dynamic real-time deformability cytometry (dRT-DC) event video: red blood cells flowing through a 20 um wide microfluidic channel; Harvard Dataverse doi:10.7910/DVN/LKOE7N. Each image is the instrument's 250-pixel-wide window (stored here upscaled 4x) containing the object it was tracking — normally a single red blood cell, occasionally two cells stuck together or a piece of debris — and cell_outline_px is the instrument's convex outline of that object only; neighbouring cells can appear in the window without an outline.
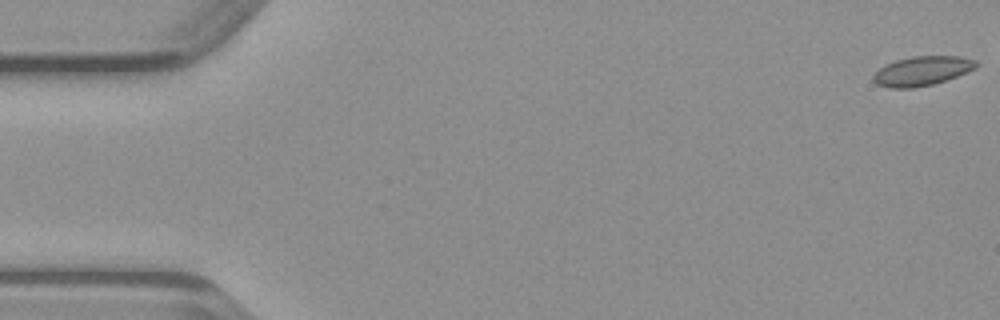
{"species": "common noctule bat (a hibernating species)", "species_latin": "Nyctalus noctula", "temperature_condition": "warm", "stored_images_in_passage": 40, "camera_frame_rate_fps": 3000, "um_per_image_px": 0.085, "animal": {"sex": "male", "body_mass_g": 23.1, "forearm_length_mm": 52.7}, "frame": {"image": 1, "passage_image": 1, "time_ms": 0.0, "image_size_px": [1000, 320], "cell_outline_px": [[976, 68], [956, 76], [932, 84], [912, 88], [888, 88], [876, 84], [872, 80], [872, 76], [880, 68], [896, 60], [912, 56], [960, 56], [976, 60]], "centroid_in_image_um": [78.34, 6.03], "position_along_channel_um": 6.7, "area_um2": 17.4}}
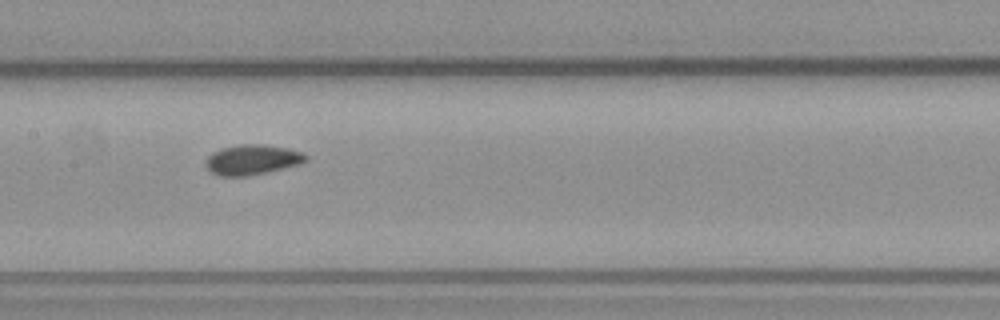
{"frame": {"image": 2, "passage_image": 24, "time_ms": 7.667, "image_size_px": [1000, 320], "cell_outline_px": [[308, 160], [300, 164], [284, 168], [248, 176], [220, 176], [212, 172], [204, 164], [204, 160], [212, 152], [220, 148], [240, 144], [264, 144], [288, 148], [304, 152], [308, 156]], "centroid_in_image_um": [21.45, 13.56], "position_along_channel_um": 186.0, "area_um2": 17.8}}
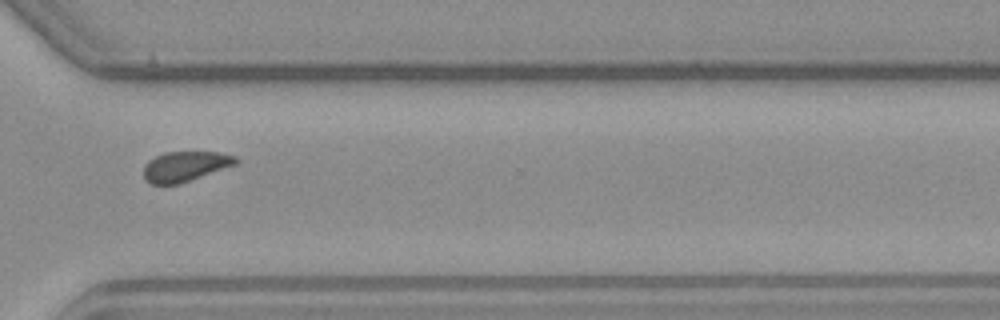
{"frame": {"image": 3, "passage_image": 36, "time_ms": 11.667, "image_size_px": [1000, 320], "cell_outline_px": [[240, 160], [236, 164], [180, 184], [152, 184], [144, 180], [144, 164], [148, 160], [164, 152], [220, 152], [236, 156]], "centroid_in_image_um": [15.73, 14.14], "position_along_channel_um": 354.9, "area_um2": 16.24}}